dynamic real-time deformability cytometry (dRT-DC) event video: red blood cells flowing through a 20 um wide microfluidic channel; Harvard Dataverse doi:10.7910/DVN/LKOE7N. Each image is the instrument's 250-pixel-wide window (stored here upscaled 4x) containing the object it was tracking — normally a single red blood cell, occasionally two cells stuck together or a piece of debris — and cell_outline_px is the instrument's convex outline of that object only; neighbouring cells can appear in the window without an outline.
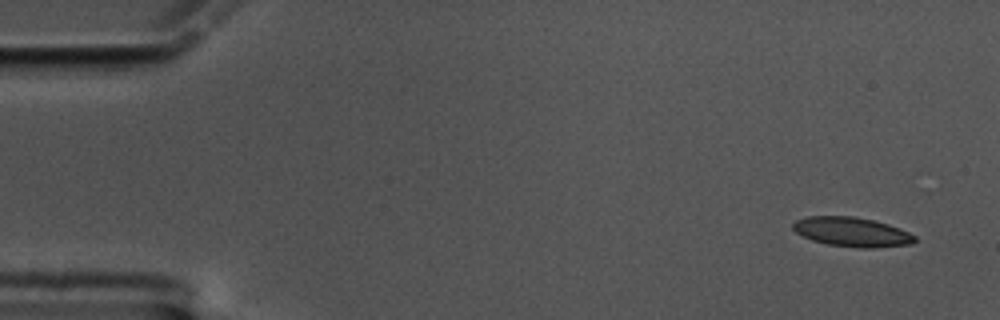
{"species": "common noctule bat (a hibernating species)", "species_latin": "Nyctalus noctula", "temperature_condition": "cold", "stored_images_in_passage": 54, "camera_frame_rate_fps": 3000, "um_per_image_px": 0.085, "animal": {"sex": "male", "body_mass_g": 17.5, "forearm_length_mm": 52.3}, "frame": {"image": 1, "passage_image": 1, "time_ms": 0.0, "image_size_px": [1000, 320], "cell_outline_px": [[916, 240], [912, 244], [872, 248], [856, 248], [828, 244], [812, 240], [796, 232], [792, 228], [792, 224], [796, 220], [808, 216], [852, 216], [872, 220], [888, 224], [900, 228], [916, 236]], "centroid_in_image_um": [72.42, 19.72], "position_along_channel_um": 12.6, "area_um2": 20.87}}
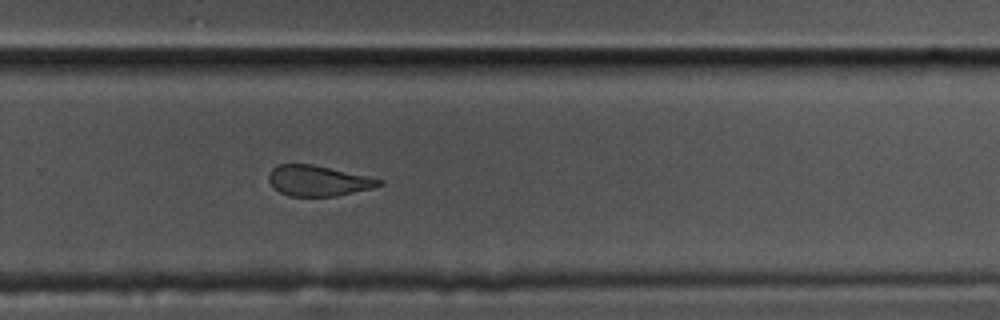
{"frame": {"image": 2, "passage_image": 37, "time_ms": 12.0, "image_size_px": [1000, 320], "cell_outline_px": [[384, 184], [372, 188], [336, 196], [288, 196], [280, 192], [268, 180], [268, 172], [272, 168], [280, 164], [312, 164], [368, 176], [384, 180]], "centroid_in_image_um": [27.05, 15.36], "position_along_channel_um": 302.8, "area_um2": 19.59}}
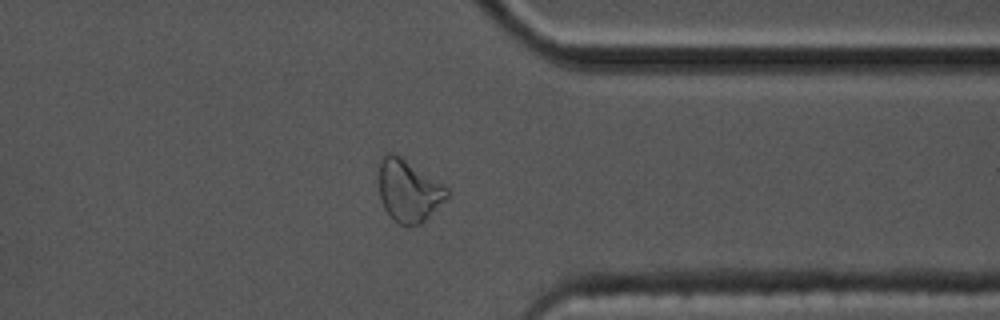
{"frame": {"image": 3, "passage_image": 44, "time_ms": 14.333, "image_size_px": [1000, 320], "cell_outline_px": [[448, 196], [420, 224], [404, 228], [384, 208], [380, 200], [380, 156], [384, 152], [392, 152], [400, 156], [448, 188]], "centroid_in_image_um": [34.7, 16.2], "position_along_channel_um": 376.7, "area_um2": 24.22}, "authors_computed_cell_mechanics": {"area_um2": 21.1259, "velocity_mm_per_s": 3.3909, "shape_relaxation_time_tau1_ms": 5.0835, "shape_relaxation_time_tau2_ms": 2.1886, "deformation_change_tau1": 0.1554, "deformation_change_tau2": 0.11}}